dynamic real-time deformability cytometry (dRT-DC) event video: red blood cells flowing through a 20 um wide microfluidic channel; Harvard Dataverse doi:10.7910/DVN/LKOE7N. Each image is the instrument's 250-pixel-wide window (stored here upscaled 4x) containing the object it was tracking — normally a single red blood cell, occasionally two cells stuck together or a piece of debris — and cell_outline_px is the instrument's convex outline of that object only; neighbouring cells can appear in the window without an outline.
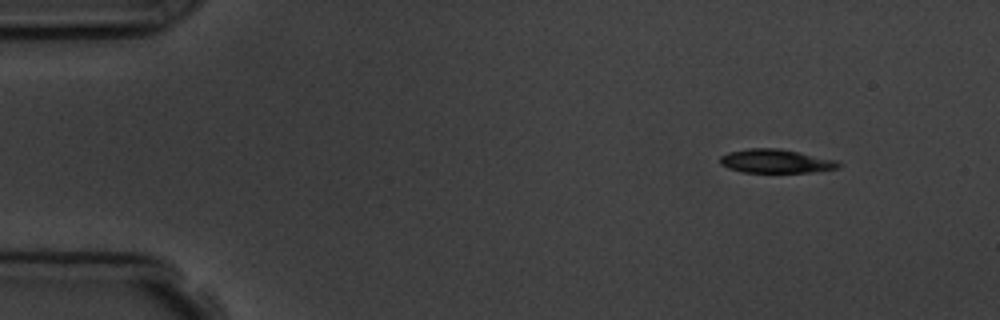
{"species": "common noctule bat (a hibernating species)", "species_latin": "Nyctalus noctula", "temperature_condition": "room temperature", "stored_images_in_passage": 3, "camera_frame_rate_fps": 3000, "um_per_image_px": 0.085, "animal": {"sex": "male", "body_mass_g": 19.5, "forearm_length_mm": 54.6}, "frame": {"image": 1, "passage_image": 1, "time_ms": 0.0, "image_size_px": [1000, 320], "cell_outline_px": [[840, 168], [812, 172], [744, 172], [728, 168], [720, 164], [720, 156], [728, 152], [748, 148], [780, 148], [800, 152], [836, 160], [840, 164]], "centroid_in_image_um": [65.94, 13.69], "position_along_channel_um": 19.1, "area_um2": 16.42}}
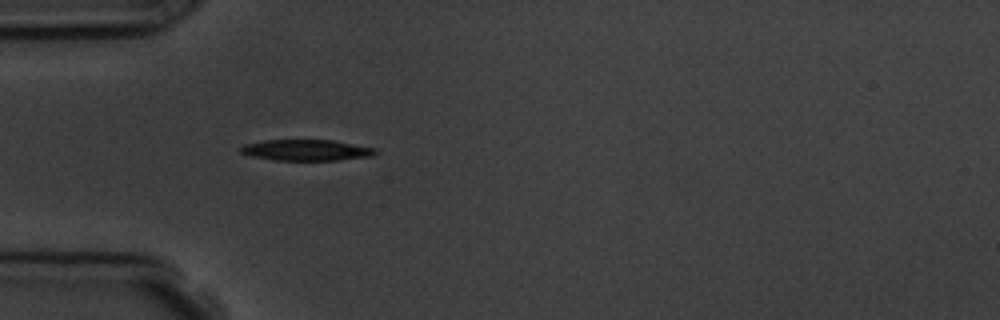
{"frame": {"image": 2, "passage_image": 3, "time_ms": 3.333, "image_size_px": [1000, 320], "cell_outline_px": [[380, 152], [372, 156], [340, 160], [272, 160], [252, 156], [240, 152], [240, 148], [244, 144], [264, 140], [332, 140], [376, 148]], "centroid_in_image_um": [26.07, 12.76], "position_along_channel_um": 58.9, "area_um2": 16.59}}